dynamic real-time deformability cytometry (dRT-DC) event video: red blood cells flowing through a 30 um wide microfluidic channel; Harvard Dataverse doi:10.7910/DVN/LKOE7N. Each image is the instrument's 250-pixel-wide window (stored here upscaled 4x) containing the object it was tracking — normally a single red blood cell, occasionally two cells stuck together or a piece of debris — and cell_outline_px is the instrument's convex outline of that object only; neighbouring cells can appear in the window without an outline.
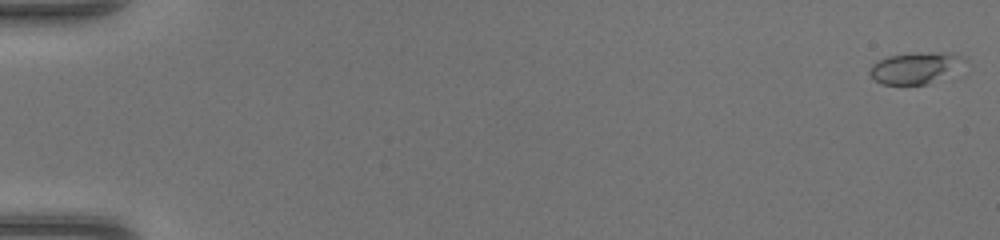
{"species": "common noctule bat (a hibernating species)", "species_latin": "Nyctalus noctula", "temperature_condition": "warm", "stored_images_in_passage": 16, "camera_frame_rate_fps": 3000, "um_per_image_px": 0.085, "animal": {"sex": "female", "body_mass_g": 17.0, "forearm_length_mm": 48.0}, "frame": {"image": 1, "passage_image": 1, "time_ms": 0.0, "image_size_px": [1000, 240], "cell_outline_px": [[968, 60], [928, 84], [884, 84], [876, 80], [868, 72], [872, 64], [876, 60], [888, 56], [912, 52], [956, 52]], "centroid_in_image_um": [77.76, 5.72], "position_along_channel_um": 7.2, "area_um2": 17.11}}
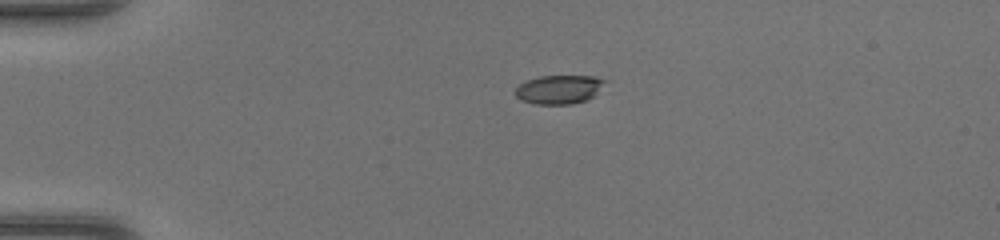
{"frame": {"image": 2, "passage_image": 12, "time_ms": 3.667, "image_size_px": [1000, 240], "cell_outline_px": [[608, 80], [588, 100], [572, 104], [536, 104], [520, 100], [512, 92], [520, 84], [528, 80], [540, 76], [596, 76]], "centroid_in_image_um": [47.5, 7.6], "position_along_channel_um": 37.5, "area_um2": 15.09}}